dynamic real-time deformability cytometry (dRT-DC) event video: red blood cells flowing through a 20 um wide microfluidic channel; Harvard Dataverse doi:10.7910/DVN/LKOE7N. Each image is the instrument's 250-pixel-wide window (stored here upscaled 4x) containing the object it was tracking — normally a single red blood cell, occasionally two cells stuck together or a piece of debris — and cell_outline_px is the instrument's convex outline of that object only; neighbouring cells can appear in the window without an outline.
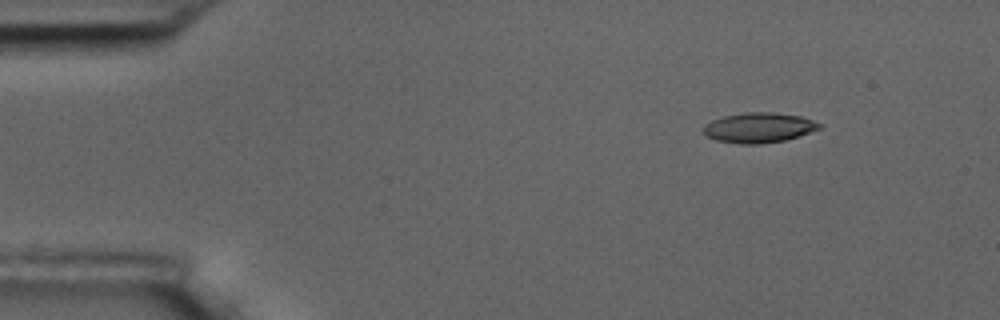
{"species": "common noctule bat (a hibernating species)", "species_latin": "Nyctalus noctula", "temperature_condition": "room temperature", "stored_images_in_passage": 7, "camera_frame_rate_fps": 3000, "um_per_image_px": 0.085, "animal": {"sex": "male", "body_mass_g": 17.5, "forearm_length_mm": 52.3}, "frame": {"image": 1, "passage_image": 1, "time_ms": 0.0, "image_size_px": [1000, 320], "cell_outline_px": [[820, 128], [784, 140], [760, 144], [740, 144], [716, 140], [708, 136], [704, 132], [704, 124], [712, 120], [724, 116], [744, 112], [772, 112], [800, 116], [812, 120], [820, 124]], "centroid_in_image_um": [64.46, 10.84], "position_along_channel_um": 20.5, "area_um2": 20.0}}
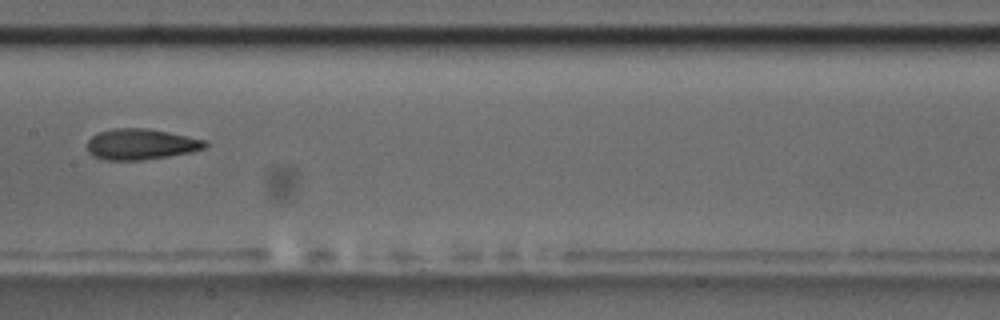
{"frame": {"image": 2, "passage_image": 7, "time_ms": 7.0, "image_size_px": [1000, 320], "cell_outline_px": [[208, 144], [204, 148], [192, 152], [144, 160], [108, 160], [96, 156], [88, 152], [88, 140], [96, 132], [112, 128], [148, 128], [168, 132], [204, 140]], "centroid_in_image_um": [11.96, 12.25], "position_along_channel_um": 195.4, "area_um2": 21.1}}